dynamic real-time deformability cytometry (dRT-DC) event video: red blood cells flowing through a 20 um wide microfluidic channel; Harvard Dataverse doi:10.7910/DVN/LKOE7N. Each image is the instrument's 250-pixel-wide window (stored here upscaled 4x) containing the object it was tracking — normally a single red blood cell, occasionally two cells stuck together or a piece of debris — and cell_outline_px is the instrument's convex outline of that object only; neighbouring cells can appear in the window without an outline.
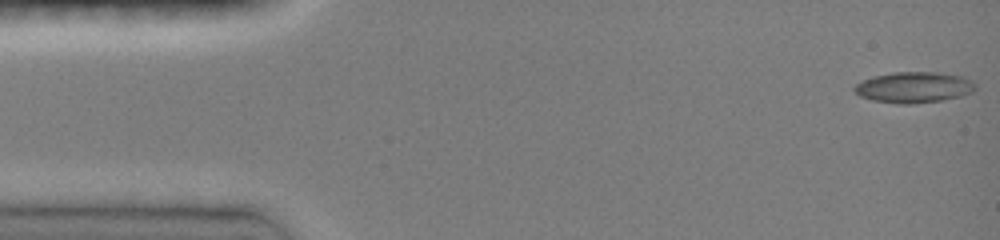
{"species": "common noctule bat (a hibernating species)", "species_latin": "Nyctalus noctula", "temperature_condition": "room temperature", "stored_images_in_passage": 46, "camera_frame_rate_fps": 3000, "um_per_image_px": 0.085, "animal": {"sex": "female", "body_mass_g": 19.0, "forearm_length_mm": 51.5}, "frame": {"image": 1, "passage_image": 1, "time_ms": 0.0, "image_size_px": [1000, 240], "cell_outline_px": [[976, 88], [972, 92], [960, 96], [940, 100], [912, 104], [900, 104], [872, 100], [860, 96], [852, 88], [856, 84], [864, 80], [876, 76], [892, 72], [936, 72], [964, 76], [976, 84]], "centroid_in_image_um": [77.69, 7.42], "position_along_channel_um": 7.3, "area_um2": 21.68}}
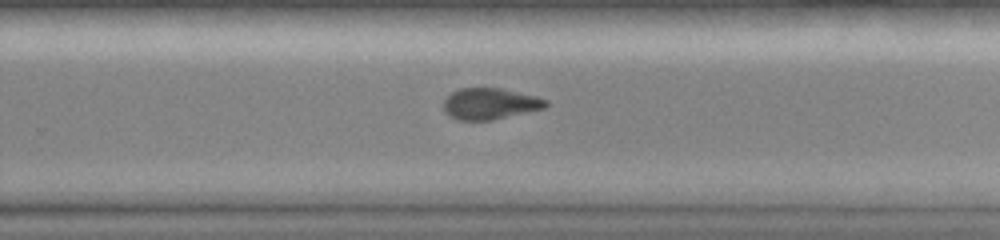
{"frame": {"image": 2, "passage_image": 30, "time_ms": 9.667, "image_size_px": [1000, 240], "cell_outline_px": [[548, 104], [544, 108], [492, 120], [456, 120], [448, 116], [444, 112], [444, 100], [452, 92], [460, 88], [500, 88], [536, 96], [548, 100]], "centroid_in_image_um": [41.62, 8.82], "position_along_channel_um": 288.2, "area_um2": 18.61}}
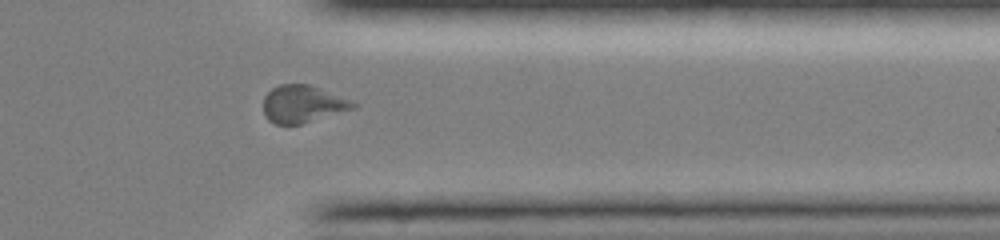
{"frame": {"image": 3, "passage_image": 37, "time_ms": 12.0, "image_size_px": [1000, 240], "cell_outline_px": [[356, 108], [300, 124], [276, 124], [268, 120], [264, 116], [264, 96], [272, 88], [280, 84], [308, 84], [348, 100], [356, 104]], "centroid_in_image_um": [25.67, 8.85], "position_along_channel_um": 385.7, "area_um2": 19.13}, "authors_computed_cell_mechanics": {"area_um2": 20.1722, "velocity_mm_per_s": 4.1363, "shape_relaxation_time_tau1_ms": 6.1054, "shape_relaxation_time_tau2_ms": 4.9465, "deformation_change_tau1": 0.1777, "deformation_change_tau2": 0.1153}}